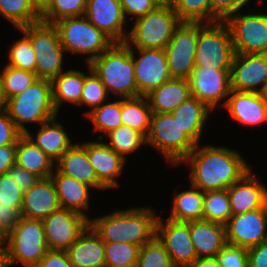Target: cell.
Segmentation results:
<instances>
[{"instance_id": "836d02e7", "label": "cell", "mask_w": 267, "mask_h": 267, "mask_svg": "<svg viewBox=\"0 0 267 267\" xmlns=\"http://www.w3.org/2000/svg\"><path fill=\"white\" fill-rule=\"evenodd\" d=\"M151 114V107L146 96L121 98L122 125L139 131L145 137L149 132Z\"/></svg>"}, {"instance_id": "816d5d0a", "label": "cell", "mask_w": 267, "mask_h": 267, "mask_svg": "<svg viewBox=\"0 0 267 267\" xmlns=\"http://www.w3.org/2000/svg\"><path fill=\"white\" fill-rule=\"evenodd\" d=\"M12 181L23 192L30 189L40 178L16 163L7 171Z\"/></svg>"}, {"instance_id": "44dd1931", "label": "cell", "mask_w": 267, "mask_h": 267, "mask_svg": "<svg viewBox=\"0 0 267 267\" xmlns=\"http://www.w3.org/2000/svg\"><path fill=\"white\" fill-rule=\"evenodd\" d=\"M223 107L231 119L244 127H256L267 122V103L258 92L231 89Z\"/></svg>"}, {"instance_id": "9a60e30c", "label": "cell", "mask_w": 267, "mask_h": 267, "mask_svg": "<svg viewBox=\"0 0 267 267\" xmlns=\"http://www.w3.org/2000/svg\"><path fill=\"white\" fill-rule=\"evenodd\" d=\"M49 250L66 251L90 225L84 215L60 208L42 220Z\"/></svg>"}, {"instance_id": "bcb514c9", "label": "cell", "mask_w": 267, "mask_h": 267, "mask_svg": "<svg viewBox=\"0 0 267 267\" xmlns=\"http://www.w3.org/2000/svg\"><path fill=\"white\" fill-rule=\"evenodd\" d=\"M220 267H249L248 249L226 244L217 254Z\"/></svg>"}, {"instance_id": "f1b7e54d", "label": "cell", "mask_w": 267, "mask_h": 267, "mask_svg": "<svg viewBox=\"0 0 267 267\" xmlns=\"http://www.w3.org/2000/svg\"><path fill=\"white\" fill-rule=\"evenodd\" d=\"M155 113H172L180 104L191 97L188 79L171 78L146 95Z\"/></svg>"}, {"instance_id": "7a4b0ae2", "label": "cell", "mask_w": 267, "mask_h": 267, "mask_svg": "<svg viewBox=\"0 0 267 267\" xmlns=\"http://www.w3.org/2000/svg\"><path fill=\"white\" fill-rule=\"evenodd\" d=\"M157 215L151 206H134L92 218L90 226L104 242H126L141 247L155 237Z\"/></svg>"}, {"instance_id": "d4e9b609", "label": "cell", "mask_w": 267, "mask_h": 267, "mask_svg": "<svg viewBox=\"0 0 267 267\" xmlns=\"http://www.w3.org/2000/svg\"><path fill=\"white\" fill-rule=\"evenodd\" d=\"M57 117L59 115L42 123L36 135H33L30 130L25 133V136L55 163L74 144L64 125L57 121Z\"/></svg>"}, {"instance_id": "4fadbf2b", "label": "cell", "mask_w": 267, "mask_h": 267, "mask_svg": "<svg viewBox=\"0 0 267 267\" xmlns=\"http://www.w3.org/2000/svg\"><path fill=\"white\" fill-rule=\"evenodd\" d=\"M230 70L195 66L188 78L191 96L212 111L220 105L223 107L231 90Z\"/></svg>"}, {"instance_id": "7c38bea8", "label": "cell", "mask_w": 267, "mask_h": 267, "mask_svg": "<svg viewBox=\"0 0 267 267\" xmlns=\"http://www.w3.org/2000/svg\"><path fill=\"white\" fill-rule=\"evenodd\" d=\"M198 22H181L165 47L172 78L188 79L195 67Z\"/></svg>"}, {"instance_id": "680465c9", "label": "cell", "mask_w": 267, "mask_h": 267, "mask_svg": "<svg viewBox=\"0 0 267 267\" xmlns=\"http://www.w3.org/2000/svg\"><path fill=\"white\" fill-rule=\"evenodd\" d=\"M193 267H220L215 257L198 258Z\"/></svg>"}, {"instance_id": "74e56055", "label": "cell", "mask_w": 267, "mask_h": 267, "mask_svg": "<svg viewBox=\"0 0 267 267\" xmlns=\"http://www.w3.org/2000/svg\"><path fill=\"white\" fill-rule=\"evenodd\" d=\"M1 85L4 102L26 90L38 77L34 72L9 65L1 70Z\"/></svg>"}, {"instance_id": "f546056e", "label": "cell", "mask_w": 267, "mask_h": 267, "mask_svg": "<svg viewBox=\"0 0 267 267\" xmlns=\"http://www.w3.org/2000/svg\"><path fill=\"white\" fill-rule=\"evenodd\" d=\"M211 112L212 110L204 103L199 101L196 97L191 96L180 104L171 115L177 120L183 131L199 144Z\"/></svg>"}, {"instance_id": "9c48e42d", "label": "cell", "mask_w": 267, "mask_h": 267, "mask_svg": "<svg viewBox=\"0 0 267 267\" xmlns=\"http://www.w3.org/2000/svg\"><path fill=\"white\" fill-rule=\"evenodd\" d=\"M5 241L9 266L22 264L35 267L49 250L41 220L21 217L6 235Z\"/></svg>"}, {"instance_id": "8992f818", "label": "cell", "mask_w": 267, "mask_h": 267, "mask_svg": "<svg viewBox=\"0 0 267 267\" xmlns=\"http://www.w3.org/2000/svg\"><path fill=\"white\" fill-rule=\"evenodd\" d=\"M133 22L125 41L130 48L165 49L182 21L171 6L159 5Z\"/></svg>"}, {"instance_id": "1f68e13d", "label": "cell", "mask_w": 267, "mask_h": 267, "mask_svg": "<svg viewBox=\"0 0 267 267\" xmlns=\"http://www.w3.org/2000/svg\"><path fill=\"white\" fill-rule=\"evenodd\" d=\"M86 75L78 69H68L51 81L53 105L58 114L64 102L80 107V98Z\"/></svg>"}, {"instance_id": "d590c367", "label": "cell", "mask_w": 267, "mask_h": 267, "mask_svg": "<svg viewBox=\"0 0 267 267\" xmlns=\"http://www.w3.org/2000/svg\"><path fill=\"white\" fill-rule=\"evenodd\" d=\"M106 136L109 143H105L126 161L127 155L137 152L142 146L146 145V137L142 133L124 125L118 126Z\"/></svg>"}, {"instance_id": "5bb4252c", "label": "cell", "mask_w": 267, "mask_h": 267, "mask_svg": "<svg viewBox=\"0 0 267 267\" xmlns=\"http://www.w3.org/2000/svg\"><path fill=\"white\" fill-rule=\"evenodd\" d=\"M158 215L156 237L164 245L174 267H193L198 259L190 236V222H178Z\"/></svg>"}, {"instance_id": "6f0895ef", "label": "cell", "mask_w": 267, "mask_h": 267, "mask_svg": "<svg viewBox=\"0 0 267 267\" xmlns=\"http://www.w3.org/2000/svg\"><path fill=\"white\" fill-rule=\"evenodd\" d=\"M52 0H30L32 9L41 17L50 7Z\"/></svg>"}, {"instance_id": "7dc6e473", "label": "cell", "mask_w": 267, "mask_h": 267, "mask_svg": "<svg viewBox=\"0 0 267 267\" xmlns=\"http://www.w3.org/2000/svg\"><path fill=\"white\" fill-rule=\"evenodd\" d=\"M24 192L12 181L8 173L0 175V204L21 208Z\"/></svg>"}, {"instance_id": "91938a15", "label": "cell", "mask_w": 267, "mask_h": 267, "mask_svg": "<svg viewBox=\"0 0 267 267\" xmlns=\"http://www.w3.org/2000/svg\"><path fill=\"white\" fill-rule=\"evenodd\" d=\"M0 267H9L7 245L5 240H0Z\"/></svg>"}, {"instance_id": "4316f807", "label": "cell", "mask_w": 267, "mask_h": 267, "mask_svg": "<svg viewBox=\"0 0 267 267\" xmlns=\"http://www.w3.org/2000/svg\"><path fill=\"white\" fill-rule=\"evenodd\" d=\"M66 253L73 267H106L104 241L90 225Z\"/></svg>"}, {"instance_id": "cb8c5ba5", "label": "cell", "mask_w": 267, "mask_h": 267, "mask_svg": "<svg viewBox=\"0 0 267 267\" xmlns=\"http://www.w3.org/2000/svg\"><path fill=\"white\" fill-rule=\"evenodd\" d=\"M55 168L61 174L74 178L95 190H107L98 181L95 170L88 159L87 151L81 142L74 143L55 163Z\"/></svg>"}, {"instance_id": "ba28073f", "label": "cell", "mask_w": 267, "mask_h": 267, "mask_svg": "<svg viewBox=\"0 0 267 267\" xmlns=\"http://www.w3.org/2000/svg\"><path fill=\"white\" fill-rule=\"evenodd\" d=\"M29 39L36 58L35 74L38 79L52 81L64 69L65 50L53 24L38 21L18 29Z\"/></svg>"}, {"instance_id": "c3c4849f", "label": "cell", "mask_w": 267, "mask_h": 267, "mask_svg": "<svg viewBox=\"0 0 267 267\" xmlns=\"http://www.w3.org/2000/svg\"><path fill=\"white\" fill-rule=\"evenodd\" d=\"M212 23L224 21L229 15L244 10L252 0H210Z\"/></svg>"}, {"instance_id": "f5cc1de1", "label": "cell", "mask_w": 267, "mask_h": 267, "mask_svg": "<svg viewBox=\"0 0 267 267\" xmlns=\"http://www.w3.org/2000/svg\"><path fill=\"white\" fill-rule=\"evenodd\" d=\"M21 218V208L0 204V230L7 235Z\"/></svg>"}, {"instance_id": "30bf717a", "label": "cell", "mask_w": 267, "mask_h": 267, "mask_svg": "<svg viewBox=\"0 0 267 267\" xmlns=\"http://www.w3.org/2000/svg\"><path fill=\"white\" fill-rule=\"evenodd\" d=\"M233 56L231 33L224 21L198 22L195 66L231 69Z\"/></svg>"}, {"instance_id": "94428289", "label": "cell", "mask_w": 267, "mask_h": 267, "mask_svg": "<svg viewBox=\"0 0 267 267\" xmlns=\"http://www.w3.org/2000/svg\"><path fill=\"white\" fill-rule=\"evenodd\" d=\"M159 5L171 6L174 0H155Z\"/></svg>"}, {"instance_id": "4dcf8cb0", "label": "cell", "mask_w": 267, "mask_h": 267, "mask_svg": "<svg viewBox=\"0 0 267 267\" xmlns=\"http://www.w3.org/2000/svg\"><path fill=\"white\" fill-rule=\"evenodd\" d=\"M15 163L40 179L50 177L55 169V162L25 134L17 141Z\"/></svg>"}, {"instance_id": "d6986e66", "label": "cell", "mask_w": 267, "mask_h": 267, "mask_svg": "<svg viewBox=\"0 0 267 267\" xmlns=\"http://www.w3.org/2000/svg\"><path fill=\"white\" fill-rule=\"evenodd\" d=\"M84 16L114 43H125L128 20L120 0H87Z\"/></svg>"}, {"instance_id": "8fae6325", "label": "cell", "mask_w": 267, "mask_h": 267, "mask_svg": "<svg viewBox=\"0 0 267 267\" xmlns=\"http://www.w3.org/2000/svg\"><path fill=\"white\" fill-rule=\"evenodd\" d=\"M240 13L229 15L228 25L234 53L267 54V13Z\"/></svg>"}, {"instance_id": "277c9868", "label": "cell", "mask_w": 267, "mask_h": 267, "mask_svg": "<svg viewBox=\"0 0 267 267\" xmlns=\"http://www.w3.org/2000/svg\"><path fill=\"white\" fill-rule=\"evenodd\" d=\"M4 108L22 134L28 131L26 124L41 125L59 115L53 105L52 83L46 79H37L22 93L6 100Z\"/></svg>"}, {"instance_id": "f907efd6", "label": "cell", "mask_w": 267, "mask_h": 267, "mask_svg": "<svg viewBox=\"0 0 267 267\" xmlns=\"http://www.w3.org/2000/svg\"><path fill=\"white\" fill-rule=\"evenodd\" d=\"M22 133L17 129L4 107H0V146L17 144Z\"/></svg>"}, {"instance_id": "7bdbcfd3", "label": "cell", "mask_w": 267, "mask_h": 267, "mask_svg": "<svg viewBox=\"0 0 267 267\" xmlns=\"http://www.w3.org/2000/svg\"><path fill=\"white\" fill-rule=\"evenodd\" d=\"M22 34L23 36L21 39L13 41V43L8 46V61L6 65L35 73V53L30 39L24 33Z\"/></svg>"}, {"instance_id": "52a82bcc", "label": "cell", "mask_w": 267, "mask_h": 267, "mask_svg": "<svg viewBox=\"0 0 267 267\" xmlns=\"http://www.w3.org/2000/svg\"><path fill=\"white\" fill-rule=\"evenodd\" d=\"M159 151L170 166H178L197 143L180 127L171 113L152 112L146 146Z\"/></svg>"}, {"instance_id": "11a10c76", "label": "cell", "mask_w": 267, "mask_h": 267, "mask_svg": "<svg viewBox=\"0 0 267 267\" xmlns=\"http://www.w3.org/2000/svg\"><path fill=\"white\" fill-rule=\"evenodd\" d=\"M249 267H267V241L248 249Z\"/></svg>"}, {"instance_id": "6125c7cd", "label": "cell", "mask_w": 267, "mask_h": 267, "mask_svg": "<svg viewBox=\"0 0 267 267\" xmlns=\"http://www.w3.org/2000/svg\"><path fill=\"white\" fill-rule=\"evenodd\" d=\"M4 99L2 94V85H1V70H0V107H4Z\"/></svg>"}, {"instance_id": "8d00e7d4", "label": "cell", "mask_w": 267, "mask_h": 267, "mask_svg": "<svg viewBox=\"0 0 267 267\" xmlns=\"http://www.w3.org/2000/svg\"><path fill=\"white\" fill-rule=\"evenodd\" d=\"M231 216L227 189L204 192L202 220L225 225Z\"/></svg>"}, {"instance_id": "ac0fdd59", "label": "cell", "mask_w": 267, "mask_h": 267, "mask_svg": "<svg viewBox=\"0 0 267 267\" xmlns=\"http://www.w3.org/2000/svg\"><path fill=\"white\" fill-rule=\"evenodd\" d=\"M267 82V54L234 53L230 70V88L260 93Z\"/></svg>"}, {"instance_id": "d6a6232c", "label": "cell", "mask_w": 267, "mask_h": 267, "mask_svg": "<svg viewBox=\"0 0 267 267\" xmlns=\"http://www.w3.org/2000/svg\"><path fill=\"white\" fill-rule=\"evenodd\" d=\"M172 196L168 219L186 223L202 220L204 192L201 189L190 184L189 189L173 192Z\"/></svg>"}, {"instance_id": "e0dca14e", "label": "cell", "mask_w": 267, "mask_h": 267, "mask_svg": "<svg viewBox=\"0 0 267 267\" xmlns=\"http://www.w3.org/2000/svg\"><path fill=\"white\" fill-rule=\"evenodd\" d=\"M225 233L227 244L246 249L267 241V203L257 210L232 215Z\"/></svg>"}, {"instance_id": "5b68a950", "label": "cell", "mask_w": 267, "mask_h": 267, "mask_svg": "<svg viewBox=\"0 0 267 267\" xmlns=\"http://www.w3.org/2000/svg\"><path fill=\"white\" fill-rule=\"evenodd\" d=\"M53 25L65 53L85 55V64H90L114 43L84 15L63 18Z\"/></svg>"}, {"instance_id": "be15d7a7", "label": "cell", "mask_w": 267, "mask_h": 267, "mask_svg": "<svg viewBox=\"0 0 267 267\" xmlns=\"http://www.w3.org/2000/svg\"><path fill=\"white\" fill-rule=\"evenodd\" d=\"M262 98L266 101L267 103V82L266 84L264 85L262 91L260 92Z\"/></svg>"}, {"instance_id": "ab89813d", "label": "cell", "mask_w": 267, "mask_h": 267, "mask_svg": "<svg viewBox=\"0 0 267 267\" xmlns=\"http://www.w3.org/2000/svg\"><path fill=\"white\" fill-rule=\"evenodd\" d=\"M139 245L126 242H104L106 267H136Z\"/></svg>"}, {"instance_id": "f6af8a7d", "label": "cell", "mask_w": 267, "mask_h": 267, "mask_svg": "<svg viewBox=\"0 0 267 267\" xmlns=\"http://www.w3.org/2000/svg\"><path fill=\"white\" fill-rule=\"evenodd\" d=\"M87 0H52L41 21L53 24L60 19L83 16Z\"/></svg>"}, {"instance_id": "2e32d148", "label": "cell", "mask_w": 267, "mask_h": 267, "mask_svg": "<svg viewBox=\"0 0 267 267\" xmlns=\"http://www.w3.org/2000/svg\"><path fill=\"white\" fill-rule=\"evenodd\" d=\"M131 55L134 63L138 96L148 95L172 78L164 49L131 48Z\"/></svg>"}, {"instance_id": "7402d4cb", "label": "cell", "mask_w": 267, "mask_h": 267, "mask_svg": "<svg viewBox=\"0 0 267 267\" xmlns=\"http://www.w3.org/2000/svg\"><path fill=\"white\" fill-rule=\"evenodd\" d=\"M232 215L262 208L267 203V186L260 181L253 168L228 189Z\"/></svg>"}, {"instance_id": "603a6c76", "label": "cell", "mask_w": 267, "mask_h": 267, "mask_svg": "<svg viewBox=\"0 0 267 267\" xmlns=\"http://www.w3.org/2000/svg\"><path fill=\"white\" fill-rule=\"evenodd\" d=\"M61 208L55 185L50 177L39 179L24 192L21 217L44 220L52 212Z\"/></svg>"}, {"instance_id": "ffe728a7", "label": "cell", "mask_w": 267, "mask_h": 267, "mask_svg": "<svg viewBox=\"0 0 267 267\" xmlns=\"http://www.w3.org/2000/svg\"><path fill=\"white\" fill-rule=\"evenodd\" d=\"M81 144L87 151L88 159L95 170L98 181L107 190L117 189L120 186L117 177L123 173L127 161L109 147L103 139L84 141Z\"/></svg>"}, {"instance_id": "db71d44e", "label": "cell", "mask_w": 267, "mask_h": 267, "mask_svg": "<svg viewBox=\"0 0 267 267\" xmlns=\"http://www.w3.org/2000/svg\"><path fill=\"white\" fill-rule=\"evenodd\" d=\"M35 267H73L66 251L48 250Z\"/></svg>"}, {"instance_id": "f35d334b", "label": "cell", "mask_w": 267, "mask_h": 267, "mask_svg": "<svg viewBox=\"0 0 267 267\" xmlns=\"http://www.w3.org/2000/svg\"><path fill=\"white\" fill-rule=\"evenodd\" d=\"M0 16L17 29L41 20L32 9L30 0H0Z\"/></svg>"}, {"instance_id": "e7e4bbea", "label": "cell", "mask_w": 267, "mask_h": 267, "mask_svg": "<svg viewBox=\"0 0 267 267\" xmlns=\"http://www.w3.org/2000/svg\"><path fill=\"white\" fill-rule=\"evenodd\" d=\"M6 235L0 230V240H5Z\"/></svg>"}, {"instance_id": "83f0119b", "label": "cell", "mask_w": 267, "mask_h": 267, "mask_svg": "<svg viewBox=\"0 0 267 267\" xmlns=\"http://www.w3.org/2000/svg\"><path fill=\"white\" fill-rule=\"evenodd\" d=\"M190 236L197 258L216 257L227 244L225 225L205 220L190 222Z\"/></svg>"}, {"instance_id": "60d3db41", "label": "cell", "mask_w": 267, "mask_h": 267, "mask_svg": "<svg viewBox=\"0 0 267 267\" xmlns=\"http://www.w3.org/2000/svg\"><path fill=\"white\" fill-rule=\"evenodd\" d=\"M171 7L182 22L212 23L210 0H174Z\"/></svg>"}, {"instance_id": "9f6ffc18", "label": "cell", "mask_w": 267, "mask_h": 267, "mask_svg": "<svg viewBox=\"0 0 267 267\" xmlns=\"http://www.w3.org/2000/svg\"><path fill=\"white\" fill-rule=\"evenodd\" d=\"M17 144H8L0 146V175L7 171L15 164Z\"/></svg>"}, {"instance_id": "b9f144b4", "label": "cell", "mask_w": 267, "mask_h": 267, "mask_svg": "<svg viewBox=\"0 0 267 267\" xmlns=\"http://www.w3.org/2000/svg\"><path fill=\"white\" fill-rule=\"evenodd\" d=\"M88 70L84 79V86L80 98V106L86 105L89 111L84 112L85 116L94 108L99 107L102 103L106 102L110 95H108L106 88L100 78L91 69L90 64H86Z\"/></svg>"}, {"instance_id": "6da1fadb", "label": "cell", "mask_w": 267, "mask_h": 267, "mask_svg": "<svg viewBox=\"0 0 267 267\" xmlns=\"http://www.w3.org/2000/svg\"><path fill=\"white\" fill-rule=\"evenodd\" d=\"M239 151L199 143L178 165L190 168L189 183L203 192L228 189L251 170V164Z\"/></svg>"}, {"instance_id": "681fc988", "label": "cell", "mask_w": 267, "mask_h": 267, "mask_svg": "<svg viewBox=\"0 0 267 267\" xmlns=\"http://www.w3.org/2000/svg\"><path fill=\"white\" fill-rule=\"evenodd\" d=\"M124 15L134 21L154 10L159 4L155 0H120Z\"/></svg>"}, {"instance_id": "ee69618b", "label": "cell", "mask_w": 267, "mask_h": 267, "mask_svg": "<svg viewBox=\"0 0 267 267\" xmlns=\"http://www.w3.org/2000/svg\"><path fill=\"white\" fill-rule=\"evenodd\" d=\"M136 267H174L164 245L155 236L139 249Z\"/></svg>"}, {"instance_id": "3957f363", "label": "cell", "mask_w": 267, "mask_h": 267, "mask_svg": "<svg viewBox=\"0 0 267 267\" xmlns=\"http://www.w3.org/2000/svg\"><path fill=\"white\" fill-rule=\"evenodd\" d=\"M90 66L104 84L108 95L138 97L131 48L126 43H113Z\"/></svg>"}, {"instance_id": "e575fe53", "label": "cell", "mask_w": 267, "mask_h": 267, "mask_svg": "<svg viewBox=\"0 0 267 267\" xmlns=\"http://www.w3.org/2000/svg\"><path fill=\"white\" fill-rule=\"evenodd\" d=\"M116 99L118 100L102 103L85 116L90 120V123L92 122L94 132H100L96 139L104 140V135L122 125L121 98Z\"/></svg>"}, {"instance_id": "484cf974", "label": "cell", "mask_w": 267, "mask_h": 267, "mask_svg": "<svg viewBox=\"0 0 267 267\" xmlns=\"http://www.w3.org/2000/svg\"><path fill=\"white\" fill-rule=\"evenodd\" d=\"M50 178L55 185L61 208L78 212L90 220L87 212L91 207L90 193L92 190L90 189L92 188L61 174L56 168Z\"/></svg>"}]
</instances>
